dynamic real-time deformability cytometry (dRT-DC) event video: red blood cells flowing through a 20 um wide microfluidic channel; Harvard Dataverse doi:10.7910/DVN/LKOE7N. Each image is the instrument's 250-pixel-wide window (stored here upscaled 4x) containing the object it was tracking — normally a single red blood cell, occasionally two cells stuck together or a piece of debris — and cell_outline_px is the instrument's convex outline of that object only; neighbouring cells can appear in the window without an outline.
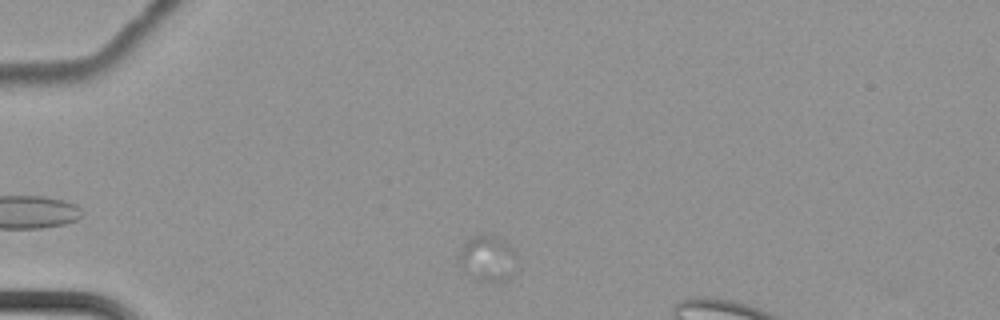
{"species": "common noctule bat (a hibernating species)", "species_latin": "Nyctalus noctula", "temperature_condition": "cold", "stored_images_in_passage": 4, "camera_frame_rate_fps": 3000, "um_per_image_px": 0.085, "animal": {"sex": "female", "body_mass_g": 22.7, "forearm_length_mm": 54.2}, "frame": {"image": 1, "passage_image": 1, "time_ms": 0.0, "image_size_px": [1000, 320], "cell_outline_px": [[516, 272], [508, 280], [500, 284], [476, 280], [460, 272], [456, 264], [460, 252], [464, 244], [472, 236], [488, 236], [504, 240], [516, 252]], "centroid_in_image_um": [41.43, 22.08], "position_along_channel_um": 43.6, "area_um2": 16.18}}